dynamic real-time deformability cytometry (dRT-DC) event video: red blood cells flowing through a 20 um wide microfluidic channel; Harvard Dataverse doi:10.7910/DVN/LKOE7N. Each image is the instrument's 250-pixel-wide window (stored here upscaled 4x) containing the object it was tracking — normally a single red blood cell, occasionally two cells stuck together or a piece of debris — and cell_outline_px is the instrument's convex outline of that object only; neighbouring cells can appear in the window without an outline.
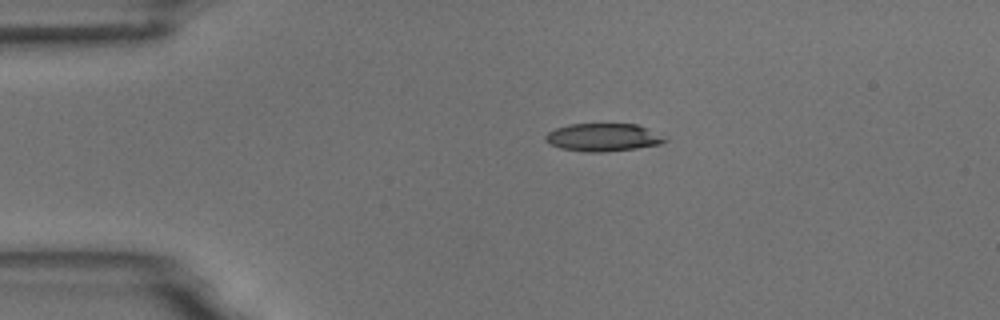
{"species": "common noctule bat (a hibernating species)", "species_latin": "Nyctalus noctula", "temperature_condition": "room temperature", "stored_images_in_passage": 2, "camera_frame_rate_fps": 3000, "um_per_image_px": 0.085, "animal": {"sex": "male", "body_mass_g": 18.8}, "frame": {"image": 1, "passage_image": 1, "time_ms": 0.0, "image_size_px": [1000, 320], "cell_outline_px": [[668, 140], [660, 144], [636, 148], [604, 152], [584, 152], [560, 148], [544, 140], [544, 136], [548, 132], [556, 128], [568, 124], [636, 124]], "centroid_in_image_um": [51.18, 11.68], "position_along_channel_um": 33.8, "area_um2": 19.07}}